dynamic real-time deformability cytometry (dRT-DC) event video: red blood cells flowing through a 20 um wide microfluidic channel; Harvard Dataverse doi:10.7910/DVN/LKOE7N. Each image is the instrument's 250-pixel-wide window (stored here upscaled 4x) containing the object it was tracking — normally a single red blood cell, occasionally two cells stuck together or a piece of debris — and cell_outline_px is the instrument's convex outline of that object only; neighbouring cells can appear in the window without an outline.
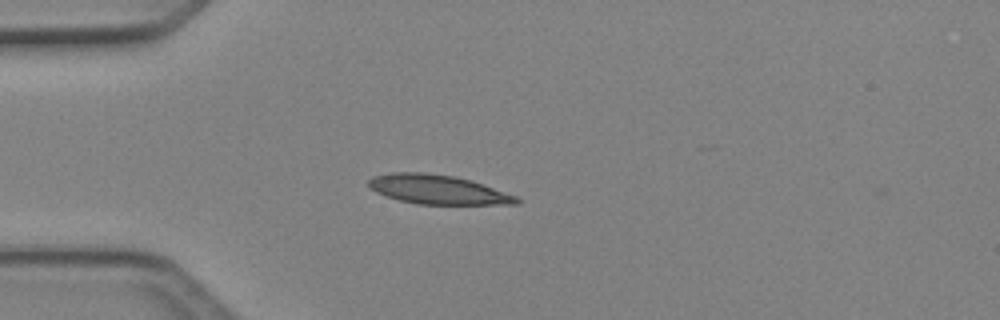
{"species": "Egyptian fruit bat (a non-hibernating species)", "species_latin": "Rousettus aegyptiacus", "temperature_condition": "cold", "stored_images_in_passage": 36, "camera_frame_rate_fps": 3000, "um_per_image_px": 0.085, "animal": {"sex": "female"}, "frame": {"image": 1, "passage_image": 1, "time_ms": 0.0, "image_size_px": [1000, 320], "cell_outline_px": [[520, 204], [416, 204], [400, 200], [376, 192], [368, 184], [368, 180], [372, 176], [392, 172], [424, 172], [452, 176], [472, 180], [516, 196], [520, 200]], "centroid_in_image_um": [37.21, 16.1], "position_along_channel_um": 47.8, "area_um2": 25.03}}
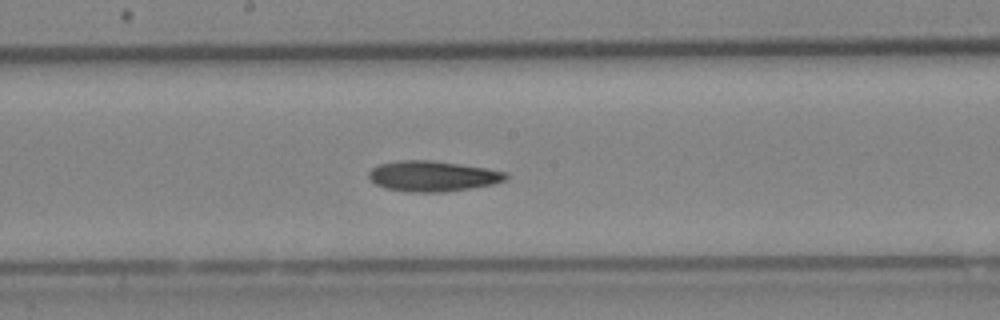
{"frame": {"image": 2, "passage_image": 14, "time_ms": 4.333, "image_size_px": [1000, 320], "cell_outline_px": [[508, 176], [504, 180], [492, 184], [472, 188], [444, 192], [408, 192], [384, 188], [376, 184], [368, 176], [368, 172], [372, 168], [380, 164], [400, 160], [428, 160], [488, 168], [508, 172]], "centroid_in_image_um": [36.78, 14.97], "position_along_channel_um": 211.4, "area_um2": 24.33}}
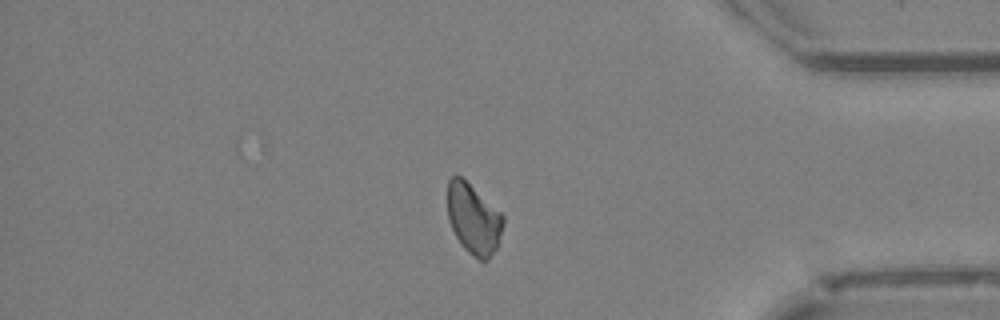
{"frame": {"image": 3, "passage_image": 29, "time_ms": 9.333, "image_size_px": [1000, 320], "cell_outline_px": [[504, 224], [496, 248], [488, 260], [480, 260], [468, 252], [460, 244], [448, 220], [448, 180], [452, 176], [460, 176], [500, 212], [504, 216]], "centroid_in_image_um": [40.24, 18.63], "position_along_channel_um": 395.0, "area_um2": 22.43}}